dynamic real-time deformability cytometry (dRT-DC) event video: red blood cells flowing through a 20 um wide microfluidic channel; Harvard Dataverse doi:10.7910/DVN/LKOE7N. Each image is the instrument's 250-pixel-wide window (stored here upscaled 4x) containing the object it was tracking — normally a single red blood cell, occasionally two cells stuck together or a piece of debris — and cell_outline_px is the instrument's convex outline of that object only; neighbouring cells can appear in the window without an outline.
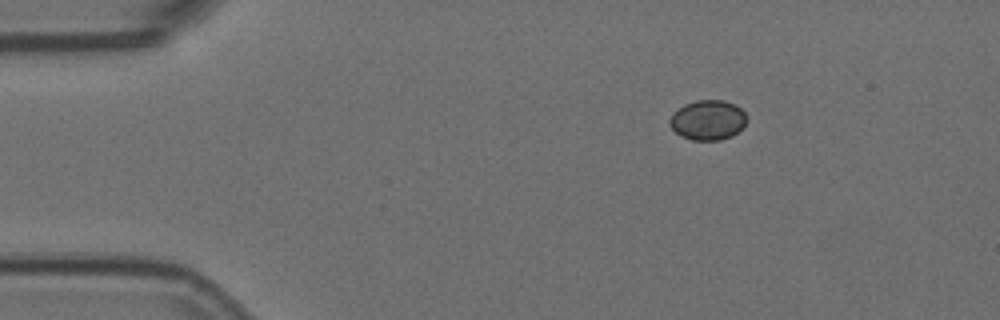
{"species": "Egyptian fruit bat (a non-hibernating species)", "species_latin": "Rousettus aegyptiacus", "temperature_condition": "room temperature", "stored_images_in_passage": 47, "camera_frame_rate_fps": 3000, "um_per_image_px": 0.085, "animal": {"sex": "female"}, "frame": {"image": 1, "passage_image": 1, "time_ms": 0.0, "image_size_px": [1000, 320], "cell_outline_px": [[748, 120], [744, 128], [732, 136], [720, 140], [692, 140], [676, 132], [668, 124], [668, 120], [672, 112], [684, 104], [696, 100], [724, 100], [736, 104], [744, 112]], "centroid_in_image_um": [60.18, 10.19], "position_along_channel_um": 24.8, "area_um2": 18.21}}
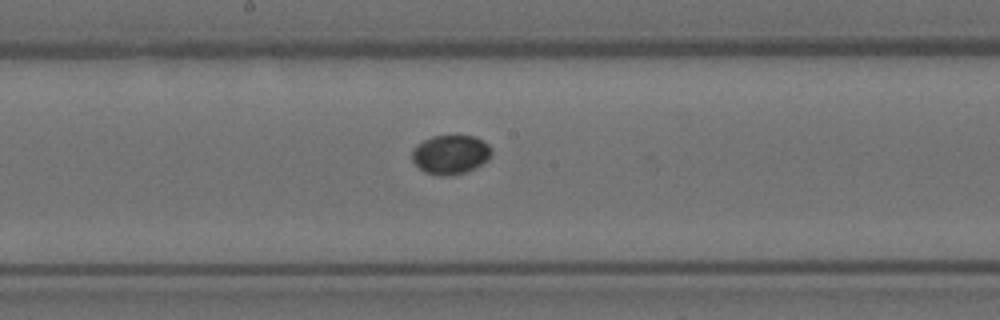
{"frame": {"image": 2, "passage_image": 21, "time_ms": 6.667, "image_size_px": [1000, 320], "cell_outline_px": [[492, 152], [488, 160], [464, 172], [444, 176], [440, 176], [424, 172], [412, 160], [412, 148], [416, 144], [432, 136], [476, 136], [488, 144], [492, 148]], "centroid_in_image_um": [38.28, 13.12], "position_along_channel_um": 209.9, "area_um2": 18.03}}
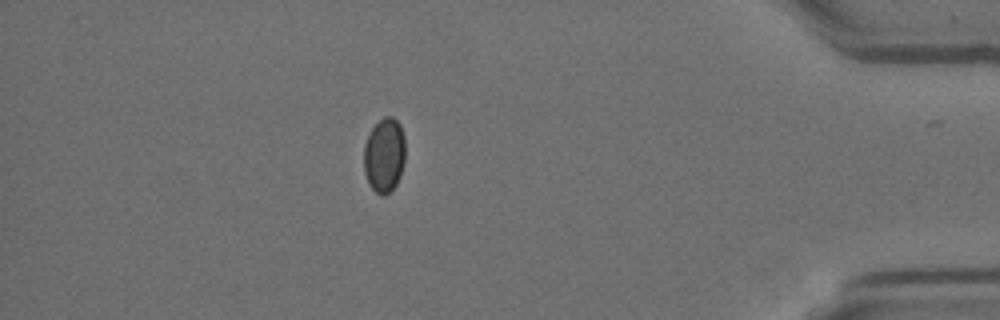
{"frame": {"image": 3, "passage_image": 40, "time_ms": 13.0, "image_size_px": [1000, 320], "cell_outline_px": [[404, 164], [400, 176], [396, 184], [384, 196], [380, 196], [368, 184], [364, 172], [364, 144], [372, 128], [384, 116], [392, 116], [400, 124], [404, 136]], "centroid_in_image_um": [32.66, 13.2], "position_along_channel_um": 402.5, "area_um2": 18.03}, "authors_computed_cell_mechanics": {"area_um2": 18.0336, "velocity_mm_per_s": 3.7636, "shape_relaxation_time_tau1_ms": 2.702, "shape_relaxation_time_tau2_ms": null, "deformation_change_tau1": 0.0347, "deformation_change_tau2": null}}